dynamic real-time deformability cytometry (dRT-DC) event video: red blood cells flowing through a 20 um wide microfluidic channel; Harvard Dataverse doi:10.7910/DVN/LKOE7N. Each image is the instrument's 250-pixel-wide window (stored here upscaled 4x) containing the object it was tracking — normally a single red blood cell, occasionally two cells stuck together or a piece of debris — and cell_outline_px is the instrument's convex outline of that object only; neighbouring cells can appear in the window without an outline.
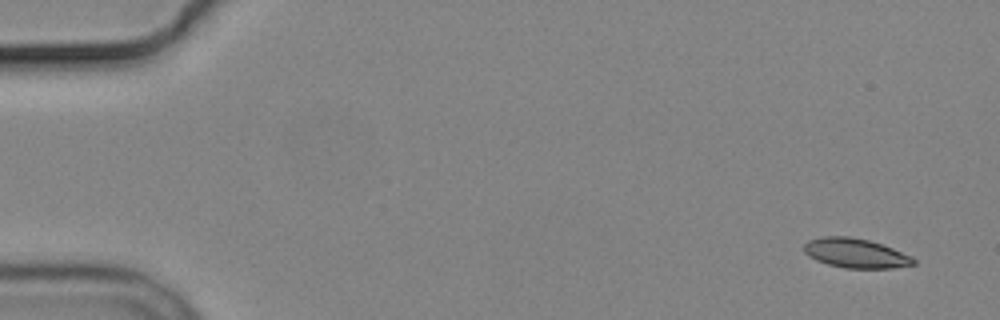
{"species": "common noctule bat (a hibernating species)", "species_latin": "Nyctalus noctula", "temperature_condition": "cold", "stored_images_in_passage": 6, "camera_frame_rate_fps": 3000, "um_per_image_px": 0.085, "animal": {"sex": "male", "body_mass_g": 19.2, "forearm_length_mm": 51.8}, "frame": {"image": 1, "passage_image": 1, "time_ms": 0.0, "image_size_px": [1000, 320], "cell_outline_px": [[916, 264], [892, 268], [844, 268], [828, 264], [816, 260], [808, 256], [804, 252], [804, 244], [808, 240], [820, 236], [848, 236], [868, 240], [892, 248], [912, 256], [916, 260]], "centroid_in_image_um": [72.71, 21.52], "position_along_channel_um": 12.3, "area_um2": 18.84}}
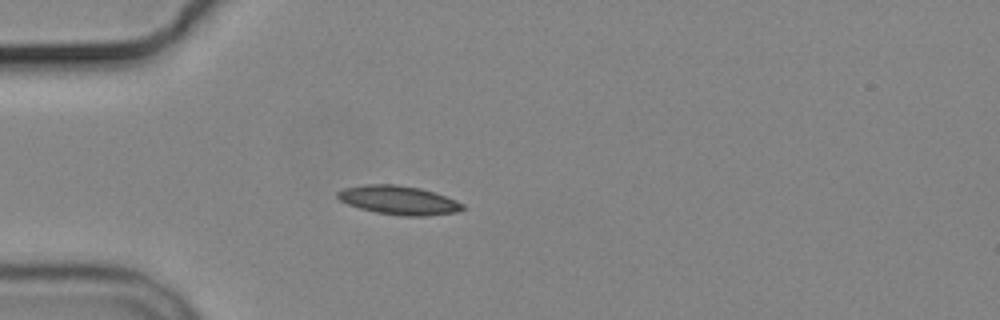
{"frame": {"image": 2, "passage_image": 4, "time_ms": 4.333, "image_size_px": [1000, 320], "cell_outline_px": [[468, 208], [456, 212], [424, 216], [404, 216], [376, 212], [360, 208], [348, 204], [340, 200], [336, 196], [336, 192], [344, 188], [364, 184], [396, 184], [420, 188], [436, 192], [456, 200], [464, 204]], "centroid_in_image_um": [33.92, 17.01], "position_along_channel_um": 51.1, "area_um2": 21.15}}